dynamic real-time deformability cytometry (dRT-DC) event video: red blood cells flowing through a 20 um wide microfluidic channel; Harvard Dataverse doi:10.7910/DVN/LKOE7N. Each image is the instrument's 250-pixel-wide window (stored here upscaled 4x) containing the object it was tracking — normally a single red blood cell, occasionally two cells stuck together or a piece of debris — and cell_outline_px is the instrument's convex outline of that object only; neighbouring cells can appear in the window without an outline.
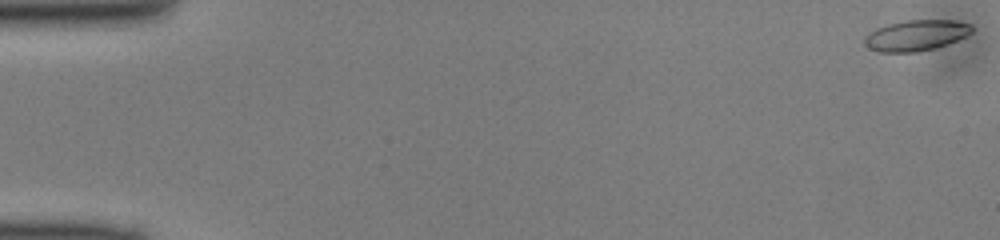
{"species": "common noctule bat (a hibernating species)", "species_latin": "Nyctalus noctula", "temperature_condition": "cold", "stored_images_in_passage": 50, "camera_frame_rate_fps": 3000, "um_per_image_px": 0.085, "animal": {"sex": "male", "body_mass_g": 13.0, "forearm_length_mm": 53.1}, "frame": {"image": 1, "passage_image": 1, "time_ms": 0.0, "image_size_px": [1000, 240], "cell_outline_px": [[972, 32], [948, 44], [936, 48], [916, 52], [876, 52], [868, 48], [864, 44], [864, 36], [876, 28], [888, 24], [908, 20], [952, 20], [972, 24]], "centroid_in_image_um": [77.83, 3.01], "position_along_channel_um": 7.2, "area_um2": 19.31}}
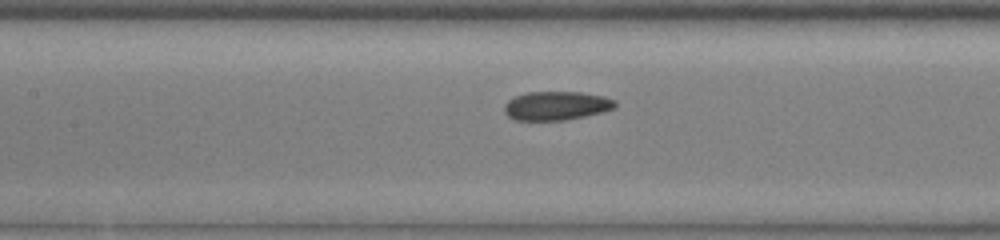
{"frame": {"image": 2, "passage_image": 23, "time_ms": 7.333, "image_size_px": [1000, 240], "cell_outline_px": [[616, 108], [604, 112], [564, 120], [516, 120], [508, 116], [504, 112], [504, 104], [508, 100], [516, 96], [528, 92], [580, 92], [604, 96], [616, 100]], "centroid_in_image_um": [47.31, 8.98], "position_along_channel_um": 160.1, "area_um2": 18.67}}
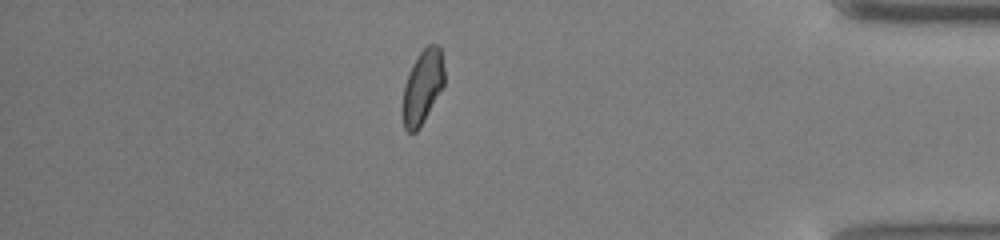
{"frame": {"image": 3, "passage_image": 43, "time_ms": 14.0, "image_size_px": [1000, 240], "cell_outline_px": [[444, 84], [420, 128], [416, 132], [408, 132], [404, 128], [400, 112], [400, 108], [404, 88], [408, 72], [412, 64], [420, 52], [428, 44], [436, 44], [440, 48], [444, 68]], "centroid_in_image_um": [35.87, 7.42], "position_along_channel_um": 399.3, "area_um2": 18.21}}